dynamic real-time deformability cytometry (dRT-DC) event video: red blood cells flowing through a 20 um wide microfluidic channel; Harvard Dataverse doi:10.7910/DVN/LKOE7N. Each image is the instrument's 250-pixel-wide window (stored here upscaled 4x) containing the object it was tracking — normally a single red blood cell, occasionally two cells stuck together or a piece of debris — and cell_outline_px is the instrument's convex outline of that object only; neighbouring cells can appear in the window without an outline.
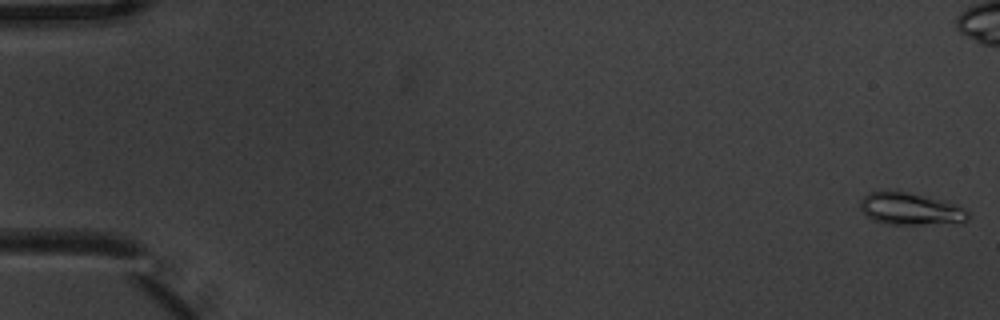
{"species": "common noctule bat (a hibernating species)", "species_latin": "Nyctalus noctula", "temperature_condition": "warm", "stored_images_in_passage": 7, "camera_frame_rate_fps": 3000, "um_per_image_px": 0.085, "animal": {"sex": "male", "body_mass_g": 20.1, "forearm_length_mm": 53.5}, "frame": {"image": 1, "passage_image": 1, "time_ms": 0.0, "image_size_px": [1000, 320], "cell_outline_px": [[968, 220], [964, 224], [888, 224], [872, 220], [860, 208], [860, 200], [868, 192], [904, 192], [940, 200], [956, 204], [964, 208], [968, 212]], "centroid_in_image_um": [77.44, 17.8], "position_along_channel_um": 7.6, "area_um2": 20.06}}